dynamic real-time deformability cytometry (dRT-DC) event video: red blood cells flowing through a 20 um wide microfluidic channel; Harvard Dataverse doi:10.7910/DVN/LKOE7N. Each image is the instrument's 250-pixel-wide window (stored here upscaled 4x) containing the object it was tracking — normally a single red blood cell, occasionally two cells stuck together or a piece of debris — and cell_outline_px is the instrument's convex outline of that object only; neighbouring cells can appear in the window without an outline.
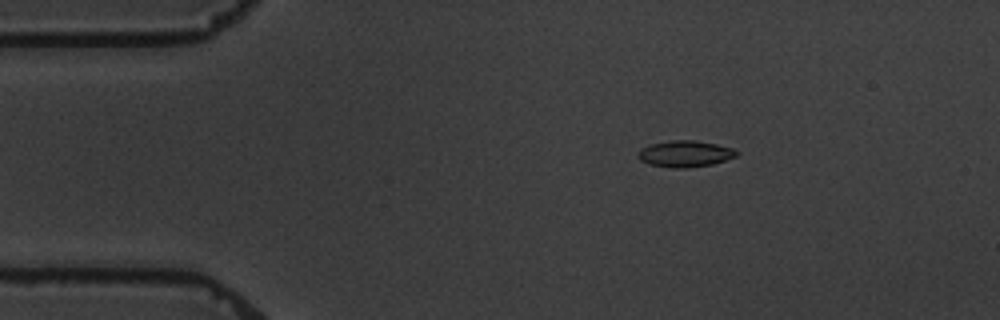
{"species": "common noctule bat (a hibernating species)", "species_latin": "Nyctalus noctula", "temperature_condition": "warm", "stored_images_in_passage": 5, "camera_frame_rate_fps": 3000, "um_per_image_px": 0.085, "animal": {"sex": "male", "body_mass_g": 19.5, "forearm_length_mm": 54.6}, "frame": {"image": 1, "passage_image": 3, "time_ms": 2.333, "image_size_px": [1000, 320], "cell_outline_px": [[740, 152], [736, 156], [712, 164], [688, 168], [672, 168], [648, 164], [640, 160], [636, 156], [636, 152], [640, 148], [648, 144], [672, 140], [696, 140], [716, 144], [732, 148]], "centroid_in_image_um": [58.17, 13.07], "position_along_channel_um": 26.8, "area_um2": 15.37}}
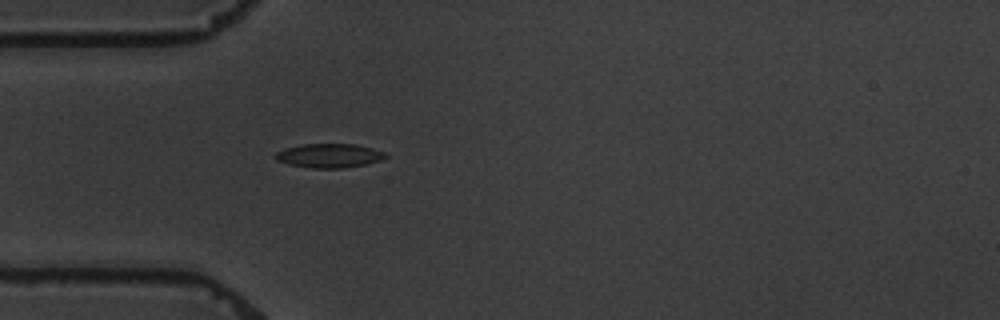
{"frame": {"image": 2, "passage_image": 5, "time_ms": 4.667, "image_size_px": [1000, 320], "cell_outline_px": [[388, 156], [380, 160], [364, 164], [344, 168], [312, 168], [288, 164], [276, 160], [276, 152], [284, 148], [304, 144], [356, 144], [372, 148], [384, 152]], "centroid_in_image_um": [27.97, 13.22], "position_along_channel_um": 57.0, "area_um2": 15.32}}